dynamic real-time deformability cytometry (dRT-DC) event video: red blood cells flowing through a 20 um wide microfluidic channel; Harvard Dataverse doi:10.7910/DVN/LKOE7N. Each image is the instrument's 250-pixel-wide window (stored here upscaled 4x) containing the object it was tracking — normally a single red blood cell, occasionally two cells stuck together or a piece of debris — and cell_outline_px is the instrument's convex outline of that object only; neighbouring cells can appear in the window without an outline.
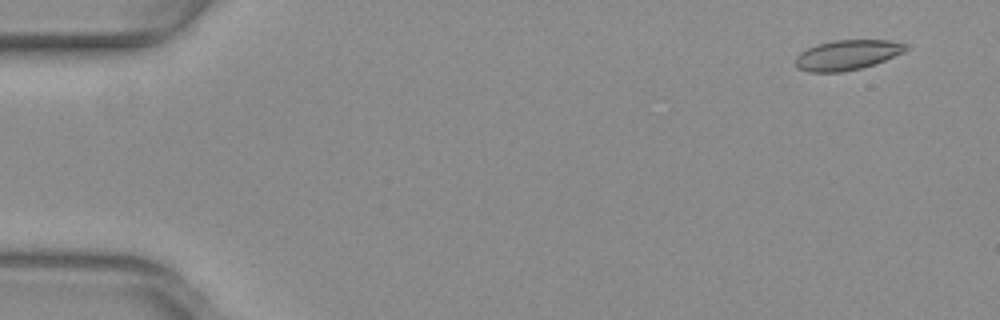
{"species": "common noctule bat (a hibernating species)", "species_latin": "Nyctalus noctula", "temperature_condition": "warm", "stored_images_in_passage": 13, "camera_frame_rate_fps": 3000, "um_per_image_px": 0.085, "animal": {"sex": "female", "body_mass_g": 29.2, "forearm_length_mm": 56.3}, "frame": {"image": 1, "passage_image": 4, "time_ms": 1.0, "image_size_px": [1000, 320], "cell_outline_px": [[908, 48], [904, 52], [884, 60], [860, 68], [840, 72], [808, 72], [796, 68], [796, 56], [800, 52], [816, 44], [832, 40], [888, 40], [908, 44]], "centroid_in_image_um": [71.98, 4.66], "position_along_channel_um": 13.0, "area_um2": 19.25}}